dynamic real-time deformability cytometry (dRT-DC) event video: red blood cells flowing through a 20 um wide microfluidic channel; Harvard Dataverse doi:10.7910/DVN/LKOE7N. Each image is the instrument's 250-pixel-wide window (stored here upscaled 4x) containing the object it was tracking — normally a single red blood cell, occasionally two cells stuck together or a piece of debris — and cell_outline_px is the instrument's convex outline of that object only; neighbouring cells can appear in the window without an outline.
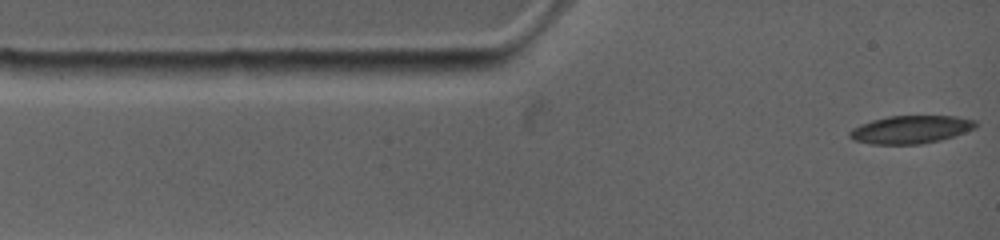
{"species": "common noctule bat (a hibernating species)", "species_latin": "Nyctalus noctula", "temperature_condition": "warm", "stored_images_in_passage": 8, "camera_frame_rate_fps": 4500, "um_per_image_px": 0.085, "animal": {"sex": "female", "body_mass_g": 19.0, "forearm_length_mm": 53.3}, "frame": {"image": 1, "passage_image": 1, "time_ms": 0.0, "image_size_px": [1000, 240], "cell_outline_px": [[976, 124], [972, 128], [952, 136], [940, 140], [920, 144], [872, 144], [856, 140], [852, 136], [852, 132], [856, 128], [864, 124], [876, 120], [892, 116], [948, 116], [972, 120]], "centroid_in_image_um": [77.44, 11.02], "position_along_channel_um": 7.6, "area_um2": 19.36}}
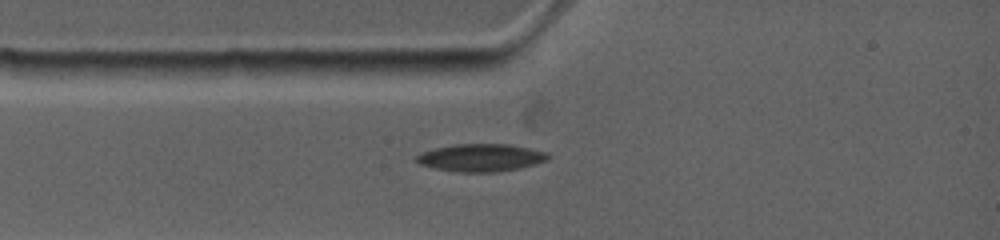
{"frame": {"image": 2, "passage_image": 5, "time_ms": 2.0, "image_size_px": [1000, 240], "cell_outline_px": [[548, 156], [544, 160], [532, 164], [516, 168], [496, 172], [456, 172], [436, 168], [420, 164], [416, 160], [416, 156], [424, 152], [440, 148], [460, 144], [500, 144], [524, 148], [544, 152]], "centroid_in_image_um": [40.8, 13.42], "position_along_channel_um": 44.2, "area_um2": 20.11}}
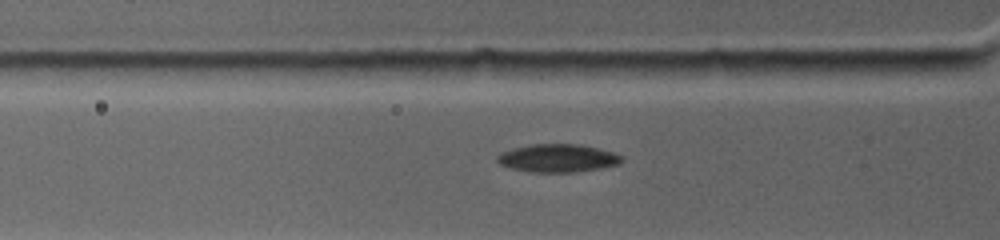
{"frame": {"image": 3, "passage_image": 7, "time_ms": 2.889, "image_size_px": [1000, 240], "cell_outline_px": [[620, 160], [616, 164], [600, 168], [576, 172], [532, 172], [512, 168], [500, 164], [496, 160], [504, 152], [536, 144], [572, 144], [592, 148], [608, 152], [620, 156]], "centroid_in_image_um": [47.37, 13.47], "position_along_channel_um": 78.4, "area_um2": 19.19}}